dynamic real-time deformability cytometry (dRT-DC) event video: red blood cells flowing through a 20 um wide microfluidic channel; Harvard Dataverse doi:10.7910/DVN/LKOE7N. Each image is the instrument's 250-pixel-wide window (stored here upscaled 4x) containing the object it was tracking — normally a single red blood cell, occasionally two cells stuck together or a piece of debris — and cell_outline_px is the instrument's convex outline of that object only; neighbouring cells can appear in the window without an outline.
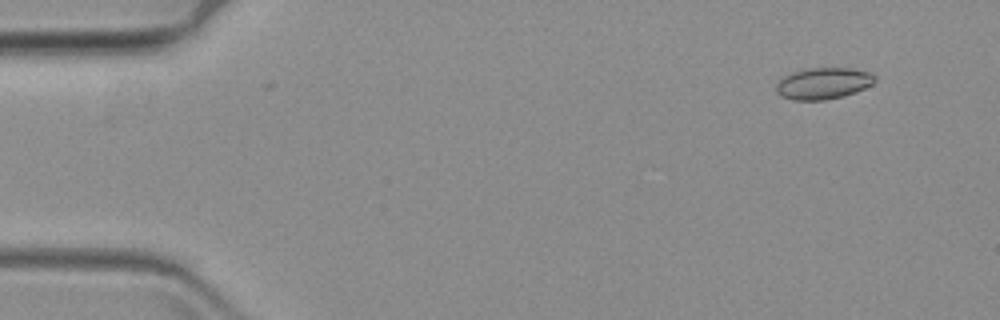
{"species": "common noctule bat (a hibernating species)", "species_latin": "Nyctalus noctula", "temperature_condition": "warm", "stored_images_in_passage": 59, "camera_frame_rate_fps": 3000, "um_per_image_px": 0.085, "animal": {"sex": "female", "body_mass_g": 19.3, "forearm_length_mm": 54.1}, "frame": {"image": 1, "passage_image": 1, "time_ms": 0.0, "image_size_px": [1000, 320], "cell_outline_px": [[876, 80], [872, 84], [856, 92], [844, 96], [824, 100], [792, 100], [780, 96], [776, 92], [776, 84], [784, 76], [792, 72], [808, 68], [848, 68], [872, 72], [876, 76]], "centroid_in_image_um": [69.98, 7.09], "position_along_channel_um": 15.0, "area_um2": 18.26}}
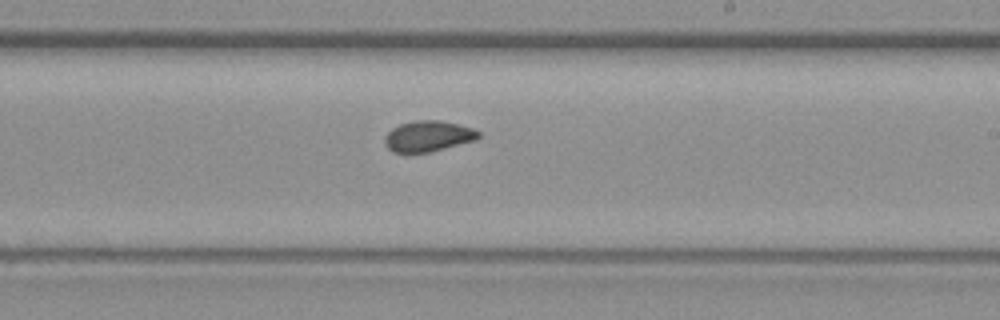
{"frame": {"image": 2, "passage_image": 33, "time_ms": 10.667, "image_size_px": [1000, 320], "cell_outline_px": [[480, 136], [476, 140], [428, 152], [392, 152], [384, 144], [384, 140], [388, 132], [392, 128], [400, 124], [416, 120], [440, 120], [472, 128], [480, 132]], "centroid_in_image_um": [36.38, 11.57], "position_along_channel_um": 252.6, "area_um2": 16.65}}
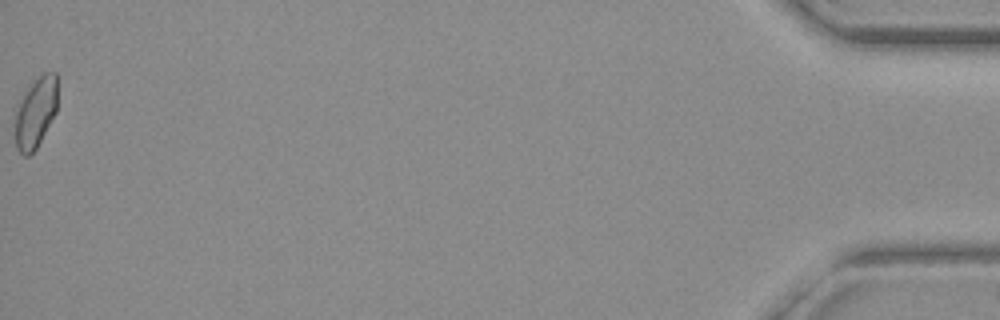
{"frame": {"image": 3, "passage_image": 59, "time_ms": 19.333, "image_size_px": [1000, 320], "cell_outline_px": [[56, 112], [36, 148], [28, 156], [24, 156], [16, 148], [16, 104], [24, 92], [44, 72], [56, 72]], "centroid_in_image_um": [3.01, 9.57], "position_along_channel_um": 432.2, "area_um2": 17.11}}